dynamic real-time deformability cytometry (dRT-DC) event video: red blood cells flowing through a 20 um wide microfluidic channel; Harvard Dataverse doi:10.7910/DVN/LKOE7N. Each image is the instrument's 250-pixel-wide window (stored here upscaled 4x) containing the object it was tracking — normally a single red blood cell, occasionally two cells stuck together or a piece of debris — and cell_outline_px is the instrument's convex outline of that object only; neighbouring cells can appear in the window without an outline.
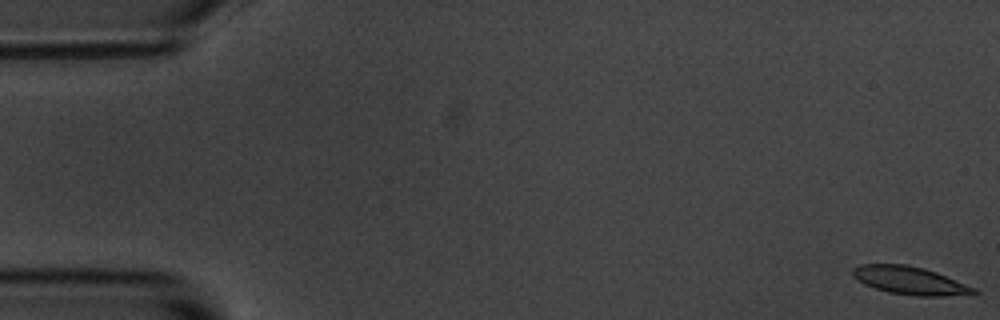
{"species": "common noctule bat (a hibernating species)", "species_latin": "Nyctalus noctula", "temperature_condition": "room temperature", "stored_images_in_passage": 56, "camera_frame_rate_fps": 3000, "um_per_image_px": 0.085, "animal": {"sex": "male", "body_mass_g": 20.1, "forearm_length_mm": 53.5}, "frame": {"image": 1, "passage_image": 1, "time_ms": 0.0, "image_size_px": [1000, 320], "cell_outline_px": [[980, 292], [944, 296], [916, 296], [888, 292], [864, 284], [852, 276], [852, 268], [860, 264], [904, 264], [924, 268], [936, 272], [976, 288]], "centroid_in_image_um": [77.3, 23.84], "position_along_channel_um": 7.7, "area_um2": 19.59}}
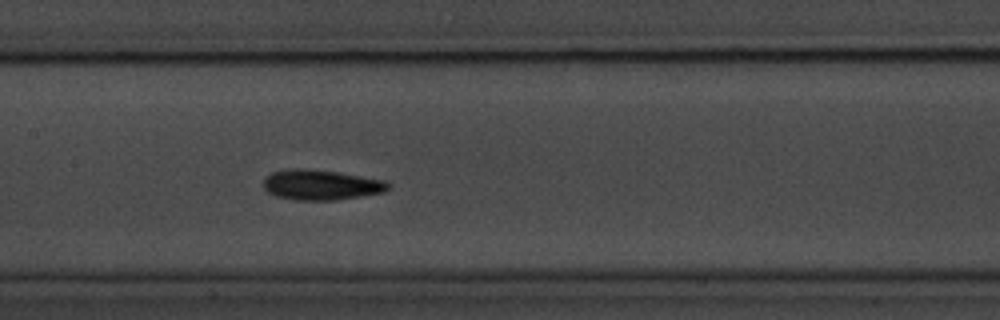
{"frame": {"image": 2, "passage_image": 27, "time_ms": 8.667, "image_size_px": [1000, 320], "cell_outline_px": [[392, 188], [384, 192], [336, 200], [296, 200], [276, 196], [268, 192], [264, 188], [264, 176], [272, 172], [296, 168], [304, 168], [336, 172], [384, 180]], "centroid_in_image_um": [27.27, 15.71], "position_along_channel_um": 180.1, "area_um2": 21.85}}
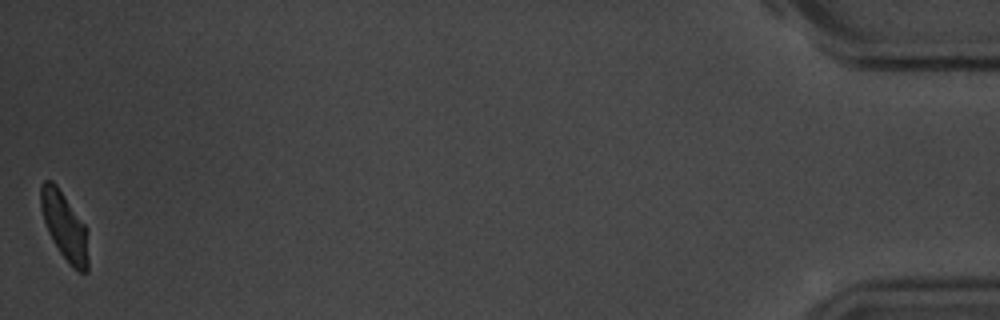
{"frame": {"image": 3, "passage_image": 56, "time_ms": 18.333, "image_size_px": [1000, 320], "cell_outline_px": [[88, 272], [80, 272], [72, 268], [60, 252], [48, 232], [40, 208], [40, 184], [44, 180], [52, 180], [56, 184], [88, 228]], "centroid_in_image_um": [5.5, 19.21], "position_along_channel_um": 429.7, "area_um2": 19.02}, "authors_computed_cell_mechanics": {"area_um2": 20.0566, "velocity_mm_per_s": 3.5771, "shape_relaxation_time_tau1_ms": 3.6395, "shape_relaxation_time_tau2_ms": 4.4908, "deformation_change_tau1": 0.1368, "deformation_change_tau2": 0.1156}}